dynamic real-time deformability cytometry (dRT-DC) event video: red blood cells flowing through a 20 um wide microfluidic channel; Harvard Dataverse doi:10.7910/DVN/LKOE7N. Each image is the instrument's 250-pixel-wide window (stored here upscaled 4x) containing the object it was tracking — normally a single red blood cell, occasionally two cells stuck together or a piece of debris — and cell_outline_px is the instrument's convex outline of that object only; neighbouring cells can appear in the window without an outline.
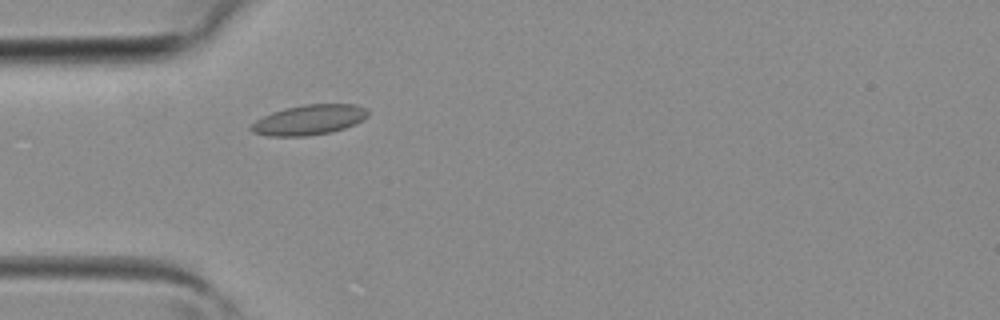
{"species": "common noctule bat (a hibernating species)", "species_latin": "Nyctalus noctula", "temperature_condition": "room temperature", "stored_images_in_passage": 1, "camera_frame_rate_fps": 3000, "um_per_image_px": 0.085, "animal": {"sex": "female", "body_mass_g": 19.3, "forearm_length_mm": 54.1}, "frame": {"image": 1, "passage_image": 1, "time_ms": 0.0, "image_size_px": [1000, 320], "cell_outline_px": [[368, 116], [356, 124], [332, 132], [304, 136], [268, 136], [252, 132], [248, 128], [256, 120], [272, 112], [284, 108], [304, 104], [356, 104], [364, 108], [368, 112]], "centroid_in_image_um": [26.26, 10.19], "position_along_channel_um": 58.7, "area_um2": 20.52}}